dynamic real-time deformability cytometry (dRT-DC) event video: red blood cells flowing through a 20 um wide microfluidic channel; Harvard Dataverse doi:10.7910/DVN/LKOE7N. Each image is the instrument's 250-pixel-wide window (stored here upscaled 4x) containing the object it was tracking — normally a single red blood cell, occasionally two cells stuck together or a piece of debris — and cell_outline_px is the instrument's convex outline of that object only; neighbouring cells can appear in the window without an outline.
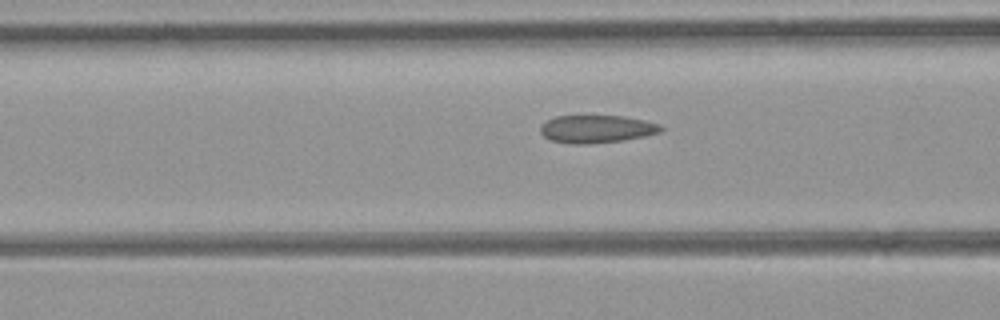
{"species": "common noctule bat (a hibernating species)", "species_latin": "Nyctalus noctula", "temperature_condition": "room temperature", "stored_images_in_passage": 9, "camera_frame_rate_fps": 3000, "um_per_image_px": 0.085, "animal": {"sex": "female", "body_mass_g": 21.9}, "frame": {"image": 1, "passage_image": 7, "time_ms": 2.0, "image_size_px": [1000, 320], "cell_outline_px": [[664, 128], [660, 132], [644, 136], [624, 140], [588, 144], [572, 144], [552, 140], [544, 136], [540, 132], [540, 124], [556, 116], [624, 116], [644, 120], [660, 124]], "centroid_in_image_um": [50.71, 10.96], "position_along_channel_um": 115.9, "area_um2": 19.48}}